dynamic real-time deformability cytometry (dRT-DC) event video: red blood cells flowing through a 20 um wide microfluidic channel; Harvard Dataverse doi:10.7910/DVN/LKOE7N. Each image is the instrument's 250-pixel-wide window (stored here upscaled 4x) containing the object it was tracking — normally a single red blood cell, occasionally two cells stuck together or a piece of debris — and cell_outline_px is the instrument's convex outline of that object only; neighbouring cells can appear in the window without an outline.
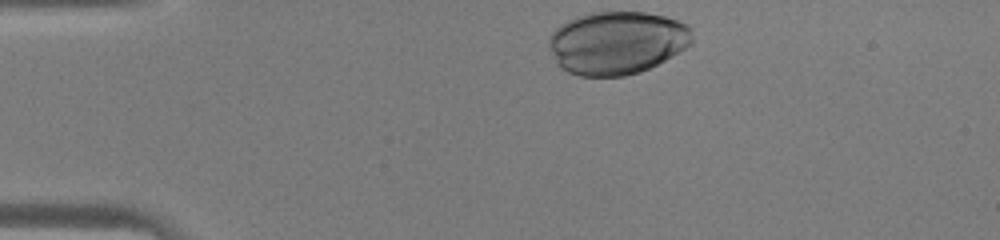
{"species": "human", "species_latin": "Homo sapiens", "temperature_condition": "warm", "stored_images_in_passage": 28, "camera_frame_rate_fps": 3000, "um_per_image_px": 0.085, "donor": {"sex": "male"}, "frame": {"image": 1, "passage_image": 1, "time_ms": 0.0, "image_size_px": [1000, 240], "cell_outline_px": [[692, 44], [672, 56], [640, 72], [624, 76], [580, 76], [568, 72], [560, 68], [548, 44], [548, 36], [560, 24], [576, 16], [588, 12], [644, 12], [664, 16], [676, 20], [684, 24], [688, 28], [692, 36]], "centroid_in_image_um": [52.4, 3.63], "position_along_channel_um": 32.6, "area_um2": 52.54}}
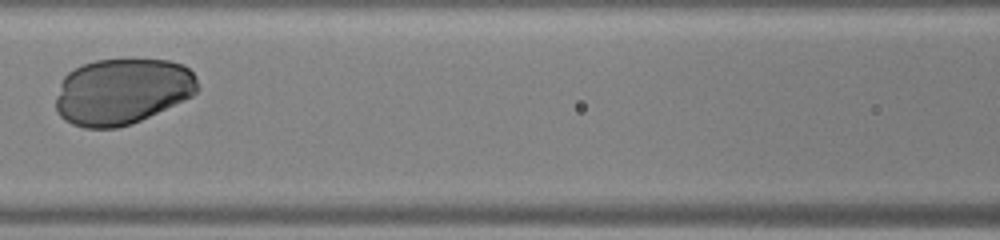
{"frame": {"image": 2, "passage_image": 13, "time_ms": 4.0, "image_size_px": [1000, 240], "cell_outline_px": [[200, 88], [192, 96], [184, 100], [132, 124], [116, 128], [84, 128], [72, 124], [64, 120], [56, 112], [56, 96], [60, 84], [64, 76], [68, 72], [80, 64], [96, 60], [168, 60], [184, 64], [196, 76]], "centroid_in_image_um": [10.37, 7.77], "position_along_channel_um": 156.2, "area_um2": 54.97}}
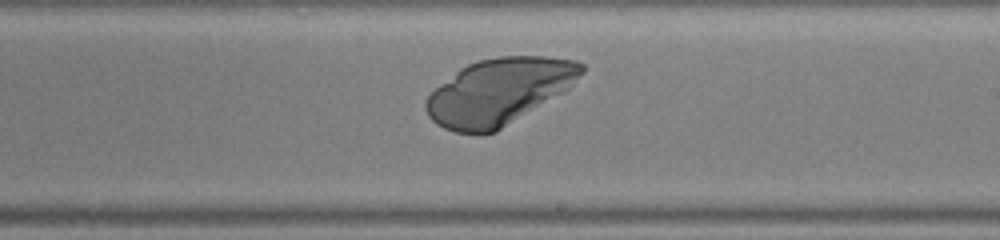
{"frame": {"image": 3, "passage_image": 19, "time_ms": 6.0, "image_size_px": [1000, 240], "cell_outline_px": [[584, 72], [564, 92], [496, 132], [456, 132], [444, 128], [436, 124], [428, 116], [424, 108], [424, 104], [428, 96], [440, 84], [460, 68], [468, 64], [480, 60], [500, 56], [544, 56], [576, 60], [584, 64]], "centroid_in_image_um": [42.42, 7.77], "position_along_channel_um": 246.6, "area_um2": 59.71}}